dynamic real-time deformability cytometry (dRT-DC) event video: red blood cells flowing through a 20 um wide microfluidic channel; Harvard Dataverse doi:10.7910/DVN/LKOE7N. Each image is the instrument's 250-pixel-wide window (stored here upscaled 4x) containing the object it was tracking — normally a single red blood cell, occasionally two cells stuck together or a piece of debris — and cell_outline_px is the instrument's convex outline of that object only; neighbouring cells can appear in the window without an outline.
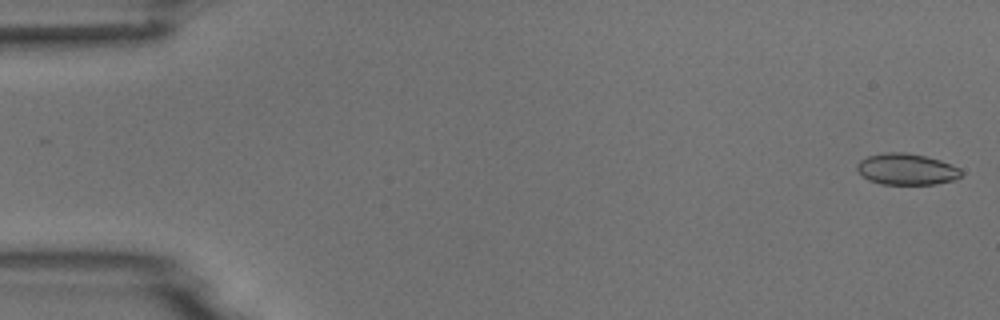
{"species": "common noctule bat (a hibernating species)", "species_latin": "Nyctalus noctula", "temperature_condition": "room temperature", "stored_images_in_passage": 5, "camera_frame_rate_fps": 3000, "um_per_image_px": 0.085, "animal": {"sex": "male", "body_mass_g": 18.8}, "frame": {"image": 1, "passage_image": 1, "time_ms": 0.0, "image_size_px": [1000, 320], "cell_outline_px": [[964, 172], [960, 176], [952, 180], [936, 184], [880, 184], [868, 180], [856, 168], [856, 164], [860, 160], [868, 156], [888, 152], [904, 152], [924, 156], [940, 160], [960, 168]], "centroid_in_image_um": [77.06, 14.38], "position_along_channel_um": 7.9, "area_um2": 18.9}}
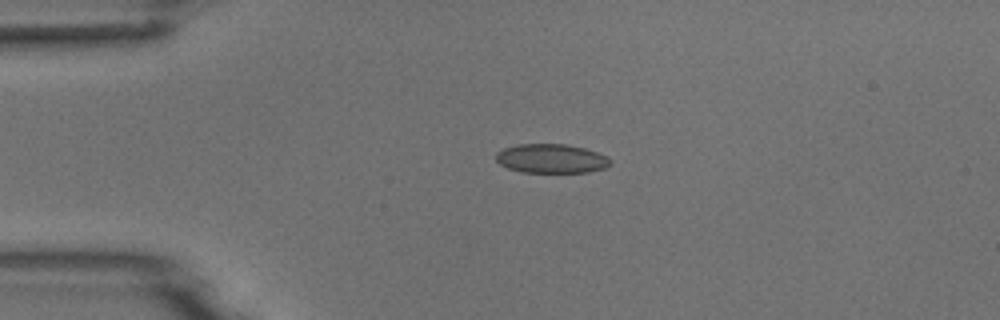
{"frame": {"image": 2, "passage_image": 4, "time_ms": 3.667, "image_size_px": [1000, 320], "cell_outline_px": [[612, 160], [604, 168], [588, 172], [524, 172], [508, 168], [500, 164], [496, 160], [496, 152], [504, 148], [516, 144], [564, 144], [584, 148], [608, 156]], "centroid_in_image_um": [46.84, 13.47], "position_along_channel_um": 38.2, "area_um2": 19.31}}